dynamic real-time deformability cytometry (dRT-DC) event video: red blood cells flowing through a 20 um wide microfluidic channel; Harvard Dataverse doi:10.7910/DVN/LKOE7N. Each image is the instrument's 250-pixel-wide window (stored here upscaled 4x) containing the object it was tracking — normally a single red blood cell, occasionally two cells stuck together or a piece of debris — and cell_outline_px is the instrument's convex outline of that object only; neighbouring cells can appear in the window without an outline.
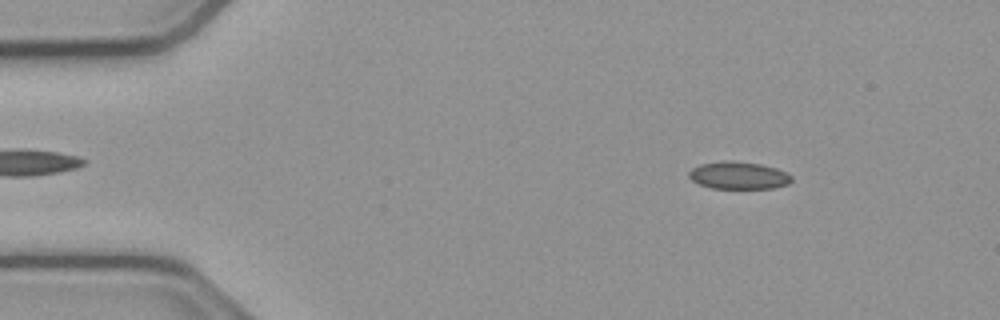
{"species": "common noctule bat (a hibernating species)", "species_latin": "Nyctalus noctula", "temperature_condition": "cold", "stored_images_in_passage": 53, "camera_frame_rate_fps": 3000, "um_per_image_px": 0.085, "animal": {"sex": "male", "body_mass_g": 23.1, "forearm_length_mm": 52.7}, "frame": {"image": 1, "passage_image": 7, "time_ms": 2.0, "image_size_px": [1000, 320], "cell_outline_px": [[792, 180], [788, 184], [772, 188], [712, 188], [700, 184], [692, 180], [688, 176], [688, 172], [692, 168], [700, 164], [720, 160], [732, 160], [760, 164], [776, 168], [788, 172], [792, 176]], "centroid_in_image_um": [62.78, 14.89], "position_along_channel_um": 22.2, "area_um2": 16.53}}
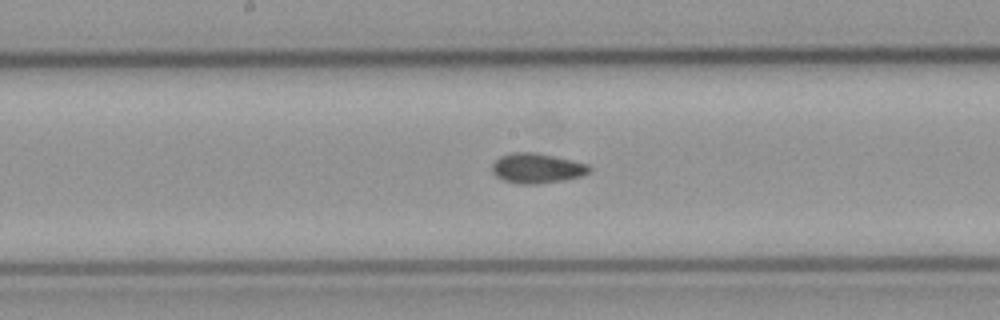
{"frame": {"image": 2, "passage_image": 27, "time_ms": 8.667, "image_size_px": [1000, 320], "cell_outline_px": [[592, 168], [588, 172], [580, 176], [564, 180], [536, 184], [524, 184], [504, 180], [496, 176], [492, 172], [492, 164], [500, 156], [512, 152], [536, 152], [572, 160], [588, 164]], "centroid_in_image_um": [45.63, 14.29], "position_along_channel_um": 202.6, "area_um2": 16.88}}
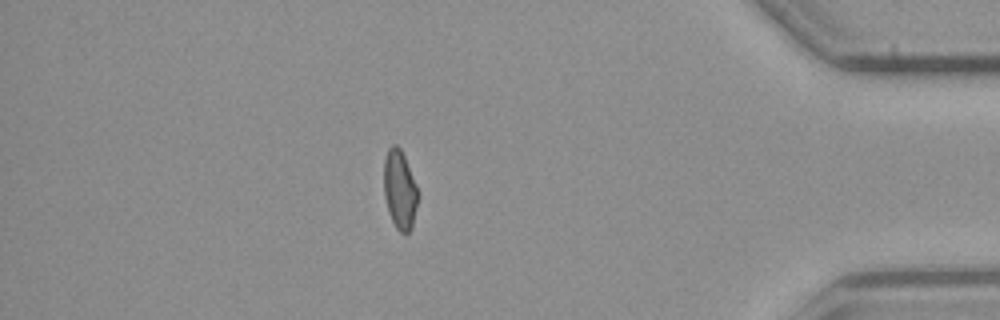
{"frame": {"image": 3, "passage_image": 46, "time_ms": 15.0, "image_size_px": [1000, 320], "cell_outline_px": [[416, 204], [412, 228], [408, 232], [400, 232], [396, 228], [392, 220], [384, 196], [384, 160], [388, 148], [392, 144], [396, 144], [400, 148], [404, 156], [416, 184]], "centroid_in_image_um": [33.95, 16.09], "position_along_channel_um": 401.2, "area_um2": 15.26}, "authors_computed_cell_mechanics": {"area_um2": 16.3574, "velocity_mm_per_s": 3.8357, "shape_relaxation_time_tau1_ms": null, "shape_relaxation_time_tau2_ms": 4.8283, "deformation_change_tau1": null, "deformation_change_tau2": 0.0983}}